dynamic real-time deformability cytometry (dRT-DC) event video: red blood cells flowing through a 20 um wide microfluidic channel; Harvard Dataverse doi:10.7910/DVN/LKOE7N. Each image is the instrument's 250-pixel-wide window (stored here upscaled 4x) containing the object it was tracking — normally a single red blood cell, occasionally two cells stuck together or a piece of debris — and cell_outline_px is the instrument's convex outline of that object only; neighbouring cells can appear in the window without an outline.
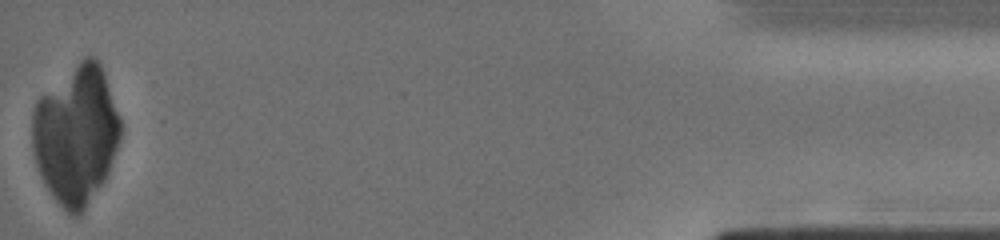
{"species": "human", "species_latin": "Homo sapiens", "temperature_condition": "cold", "stored_images_in_passage": 41, "segment_of_instrument_passage": [2, 2], "camera_frame_rate_fps": 3000, "um_per_image_px": 0.085, "donor": {"sex": "male"}, "frame": {"image": 1, "passage_image": 41, "time_ms": 16.0, "image_size_px": [1000, 240], "cell_outline_px": [[120, 140], [108, 172], [104, 180], [80, 216], [72, 216], [56, 200], [44, 184], [40, 176], [36, 164], [32, 148], [32, 112], [36, 100], [40, 96], [84, 56], [92, 56], [100, 64], [104, 72], [120, 116]], "centroid_in_image_um": [6.45, 11.44], "position_along_channel_um": 428.7, "area_um2": 71.15}}